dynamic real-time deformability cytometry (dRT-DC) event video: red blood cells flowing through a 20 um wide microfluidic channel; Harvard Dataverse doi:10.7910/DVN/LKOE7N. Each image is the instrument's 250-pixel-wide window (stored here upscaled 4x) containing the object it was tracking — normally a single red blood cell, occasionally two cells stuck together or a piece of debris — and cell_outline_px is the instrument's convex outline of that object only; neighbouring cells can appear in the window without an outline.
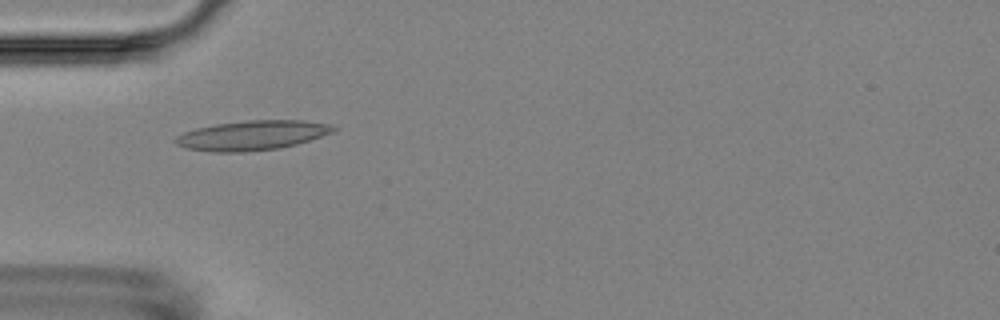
{"species": "Egyptian fruit bat (a non-hibernating species)", "species_latin": "Rousettus aegyptiacus", "temperature_condition": "room temperature", "stored_images_in_passage": 5, "camera_frame_rate_fps": 3000, "um_per_image_px": 0.085, "animal": {"sex": "female"}, "frame": {"image": 1, "passage_image": 5, "time_ms": 4.667, "image_size_px": [1000, 320], "cell_outline_px": [[340, 128], [336, 132], [296, 144], [280, 148], [244, 152], [212, 152], [184, 148], [176, 144], [172, 140], [176, 136], [184, 132], [196, 128], [216, 124], [248, 120], [304, 120], [332, 124]], "centroid_in_image_um": [21.47, 11.5], "position_along_channel_um": 63.5, "area_um2": 27.63}}